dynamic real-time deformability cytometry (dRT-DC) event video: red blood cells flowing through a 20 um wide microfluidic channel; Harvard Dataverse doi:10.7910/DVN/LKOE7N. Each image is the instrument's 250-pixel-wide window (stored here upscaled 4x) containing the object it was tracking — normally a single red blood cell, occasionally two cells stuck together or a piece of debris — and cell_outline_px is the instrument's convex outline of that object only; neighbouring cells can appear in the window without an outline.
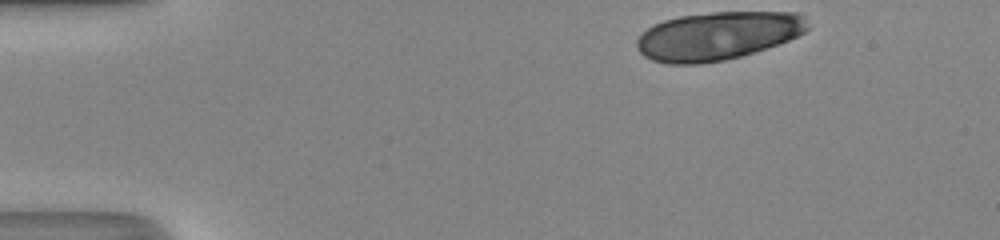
{"species": "human", "species_latin": "Homo sapiens", "temperature_condition": "room temperature", "stored_images_in_passage": 12, "camera_frame_rate_fps": 3000, "um_per_image_px": 0.085, "donor": {"sex": "male"}, "frame": {"image": 1, "passage_image": 1, "time_ms": 0.0, "image_size_px": [1000, 240], "cell_outline_px": [[812, 28], [788, 40], [740, 56], [724, 60], [700, 64], [668, 64], [652, 60], [644, 56], [640, 52], [636, 44], [636, 40], [640, 32], [664, 20], [680, 16], [712, 12], [796, 12], [804, 16]], "centroid_in_image_um": [60.99, 3.04], "position_along_channel_um": 24.0, "area_um2": 48.03}}